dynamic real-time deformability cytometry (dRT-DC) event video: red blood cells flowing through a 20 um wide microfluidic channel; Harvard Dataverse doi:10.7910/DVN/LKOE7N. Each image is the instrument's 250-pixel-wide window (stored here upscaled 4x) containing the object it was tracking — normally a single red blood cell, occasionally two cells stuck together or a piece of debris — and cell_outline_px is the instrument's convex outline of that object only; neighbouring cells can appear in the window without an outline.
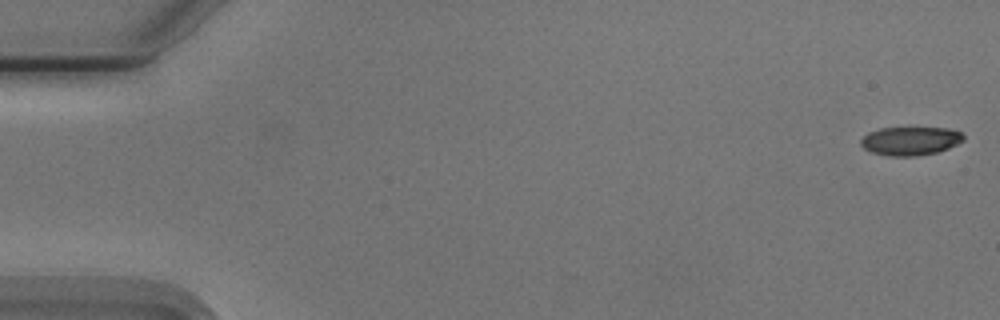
{"species": "Egyptian fruit bat (a non-hibernating species)", "species_latin": "Rousettus aegyptiacus", "temperature_condition": "cold", "stored_images_in_passage": 55, "camera_frame_rate_fps": 3000, "um_per_image_px": 0.085, "animal": {"sex": "male"}, "frame": {"image": 1, "passage_image": 1, "time_ms": 0.0, "image_size_px": [1000, 320], "cell_outline_px": [[964, 140], [948, 148], [936, 152], [916, 156], [888, 156], [872, 152], [864, 148], [860, 144], [860, 140], [868, 132], [880, 128], [908, 124], [948, 128], [960, 132], [964, 136]], "centroid_in_image_um": [77.37, 11.91], "position_along_channel_um": 7.6, "area_um2": 17.98}}
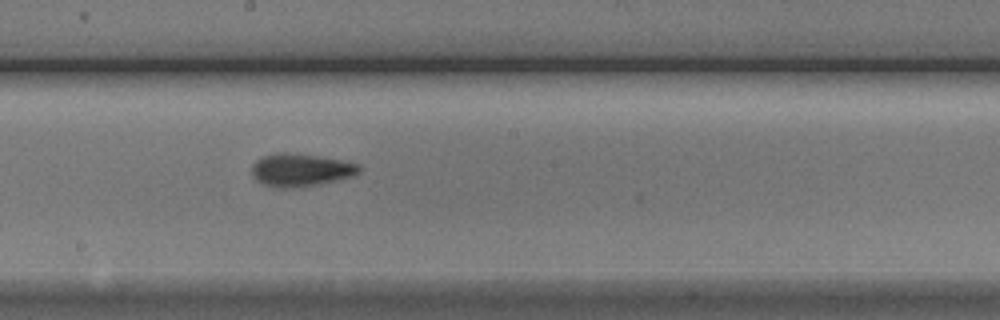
{"frame": {"image": 2, "passage_image": 30, "time_ms": 9.667, "image_size_px": [1000, 320], "cell_outline_px": [[360, 172], [352, 176], [316, 184], [292, 188], [280, 188], [264, 184], [256, 180], [252, 176], [252, 164], [256, 160], [264, 156], [276, 152], [288, 152], [320, 156], [360, 164]], "centroid_in_image_um": [25.53, 14.43], "position_along_channel_um": 222.7, "area_um2": 20.4}}
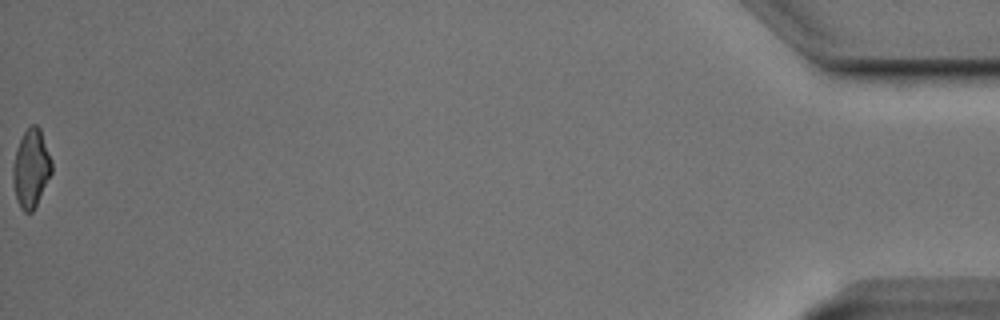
{"frame": {"image": 3, "passage_image": 55, "time_ms": 18.0, "image_size_px": [1000, 320], "cell_outline_px": [[52, 172], [32, 212], [24, 212], [20, 208], [16, 200], [12, 176], [12, 168], [16, 148], [24, 132], [32, 124], [36, 124], [40, 128], [52, 160]], "centroid_in_image_um": [2.63, 14.3], "position_along_channel_um": 432.6, "area_um2": 17.63}, "authors_computed_cell_mechanics": {"area_um2": 18.5538, "velocity_mm_per_s": 3.7526, "shape_relaxation_time_tau1_ms": 5.3482, "shape_relaxation_time_tau2_ms": 2.3562, "deformation_change_tau1": 0.1351, "deformation_change_tau2": 0.0862}}